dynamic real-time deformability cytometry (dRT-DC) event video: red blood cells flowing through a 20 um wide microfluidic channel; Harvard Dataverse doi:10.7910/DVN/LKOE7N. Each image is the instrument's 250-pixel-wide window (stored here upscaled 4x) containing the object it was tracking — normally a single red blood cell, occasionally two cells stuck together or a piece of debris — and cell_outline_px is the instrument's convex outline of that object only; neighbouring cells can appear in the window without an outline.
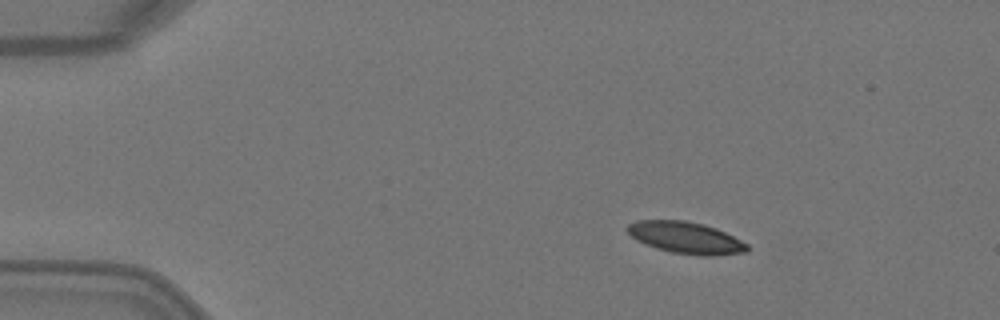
{"species": "Egyptian fruit bat (a non-hibernating species)", "species_latin": "Rousettus aegyptiacus", "temperature_condition": "warm", "stored_images_in_passage": 3, "camera_frame_rate_fps": 3000, "um_per_image_px": 0.085, "animal": {"sex": "female"}, "frame": {"image": 1, "passage_image": 1, "time_ms": 0.0, "image_size_px": [1000, 320], "cell_outline_px": [[748, 252], [712, 256], [696, 256], [672, 252], [656, 248], [644, 244], [636, 240], [624, 228], [628, 224], [636, 220], [684, 220], [704, 224], [716, 228], [748, 244]], "centroid_in_image_um": [58.27, 20.21], "position_along_channel_um": 26.7, "area_um2": 22.31}}